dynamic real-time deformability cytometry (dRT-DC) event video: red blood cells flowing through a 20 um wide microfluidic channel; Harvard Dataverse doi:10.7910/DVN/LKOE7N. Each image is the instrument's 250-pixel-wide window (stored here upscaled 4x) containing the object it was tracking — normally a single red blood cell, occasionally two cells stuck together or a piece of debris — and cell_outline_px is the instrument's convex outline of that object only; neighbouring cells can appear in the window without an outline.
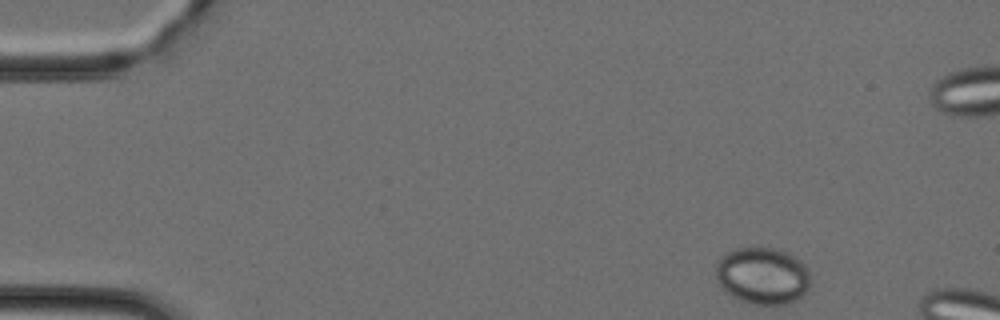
{"species": "Egyptian fruit bat (a non-hibernating species)", "species_latin": "Rousettus aegyptiacus", "temperature_condition": "cold", "stored_images_in_passage": 8, "camera_frame_rate_fps": 3000, "um_per_image_px": 0.085, "animal": {"sex": "female"}, "frame": {"image": 1, "passage_image": 1, "time_ms": 0.0, "image_size_px": [1000, 320], "cell_outline_px": [[808, 288], [796, 300], [788, 304], [752, 304], [740, 300], [724, 292], [716, 280], [716, 264], [732, 248], [780, 248], [788, 252], [800, 260], [808, 268]], "centroid_in_image_um": [64.8, 23.43], "position_along_channel_um": 20.2, "area_um2": 31.44}}